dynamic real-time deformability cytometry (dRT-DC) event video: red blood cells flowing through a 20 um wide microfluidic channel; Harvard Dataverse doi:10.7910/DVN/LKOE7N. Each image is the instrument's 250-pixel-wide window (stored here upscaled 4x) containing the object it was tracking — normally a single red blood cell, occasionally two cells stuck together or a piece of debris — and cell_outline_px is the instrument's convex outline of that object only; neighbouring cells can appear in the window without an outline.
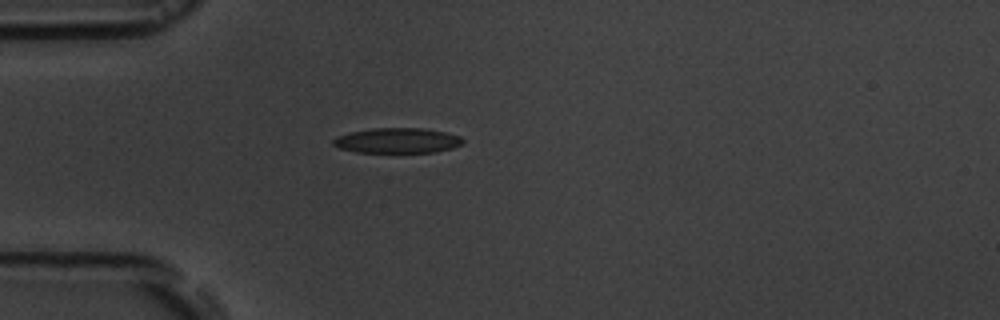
{"species": "common noctule bat (a hibernating species)", "species_latin": "Nyctalus noctula", "temperature_condition": "room temperature", "stored_images_in_passage": 1, "camera_frame_rate_fps": 3000, "um_per_image_px": 0.085, "animal": {"sex": "male", "body_mass_g": 19.5, "forearm_length_mm": 54.6}, "frame": {"image": 1, "passage_image": 1, "time_ms": 0.0, "image_size_px": [1000, 320], "cell_outline_px": [[464, 140], [460, 144], [452, 148], [436, 152], [356, 152], [340, 148], [332, 144], [332, 140], [336, 136], [352, 132], [372, 128], [424, 128], [444, 132], [460, 136]], "centroid_in_image_um": [33.76, 11.94], "position_along_channel_um": 51.2, "area_um2": 18.9}}